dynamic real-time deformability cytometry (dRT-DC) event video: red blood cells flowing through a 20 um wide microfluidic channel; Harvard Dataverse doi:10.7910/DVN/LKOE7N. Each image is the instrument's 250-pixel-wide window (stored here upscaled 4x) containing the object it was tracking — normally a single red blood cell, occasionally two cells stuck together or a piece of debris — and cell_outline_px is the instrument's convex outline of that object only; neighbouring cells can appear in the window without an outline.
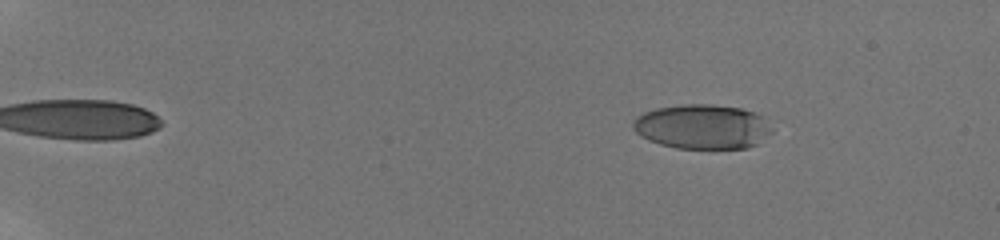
{"species": "human", "species_latin": "Homo sapiens", "temperature_condition": "room temperature", "stored_images_in_passage": 14, "camera_frame_rate_fps": 3000, "um_per_image_px": 0.085, "donor": {"sex": "male"}, "frame": {"image": 1, "passage_image": 3, "time_ms": 1.0, "image_size_px": [1000, 240], "cell_outline_px": [[772, 132], [756, 144], [748, 148], [676, 148], [660, 144], [648, 140], [640, 136], [632, 128], [632, 124], [636, 116], [644, 112], [656, 108], [684, 104], [712, 104], [740, 108], [764, 116], [772, 128]], "centroid_in_image_um": [59.68, 10.76], "position_along_channel_um": 25.3, "area_um2": 36.18}}
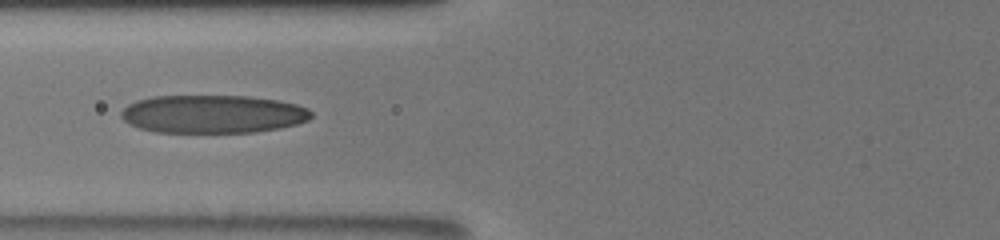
{"frame": {"image": 2, "passage_image": 13, "time_ms": 7.0, "image_size_px": [1000, 240], "cell_outline_px": [[312, 116], [308, 120], [296, 124], [280, 128], [256, 132], [156, 132], [140, 128], [128, 124], [120, 116], [120, 112], [128, 104], [136, 100], [152, 96], [248, 96], [280, 100], [296, 104], [308, 108], [312, 112]], "centroid_in_image_um": [18.09, 9.69], "position_along_channel_um": 107.7, "area_um2": 42.48}}